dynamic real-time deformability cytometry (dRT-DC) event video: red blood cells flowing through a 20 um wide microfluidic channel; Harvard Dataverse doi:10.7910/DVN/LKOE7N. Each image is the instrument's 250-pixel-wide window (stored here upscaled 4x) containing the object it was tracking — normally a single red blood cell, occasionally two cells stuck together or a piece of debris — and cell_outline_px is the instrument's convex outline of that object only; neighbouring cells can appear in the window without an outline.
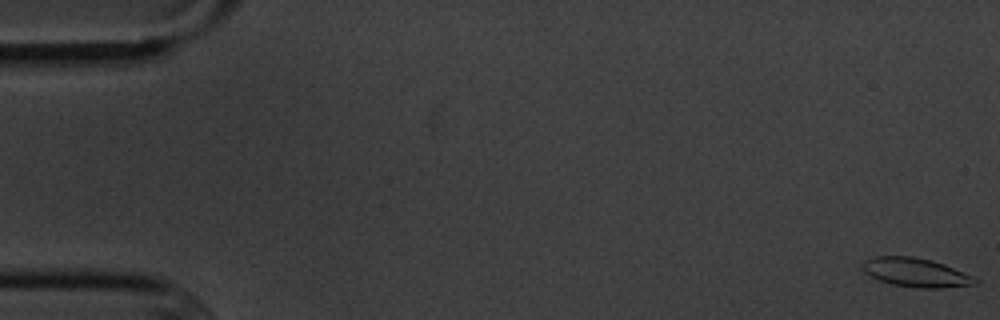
{"species": "common noctule bat (a hibernating species)", "species_latin": "Nyctalus noctula", "temperature_condition": "cold", "stored_images_in_passage": 8, "camera_frame_rate_fps": 3000, "um_per_image_px": 0.085, "animal": {"sex": "male", "body_mass_g": 20.1, "forearm_length_mm": 53.5}, "frame": {"image": 1, "passage_image": 1, "time_ms": 0.0, "image_size_px": [1000, 320], "cell_outline_px": [[980, 280], [976, 284], [940, 288], [920, 288], [892, 284], [880, 280], [864, 272], [860, 264], [864, 260], [876, 256], [912, 256], [932, 260], [944, 264], [972, 276]], "centroid_in_image_um": [77.83, 23.15], "position_along_channel_um": 7.2, "area_um2": 18.9}}
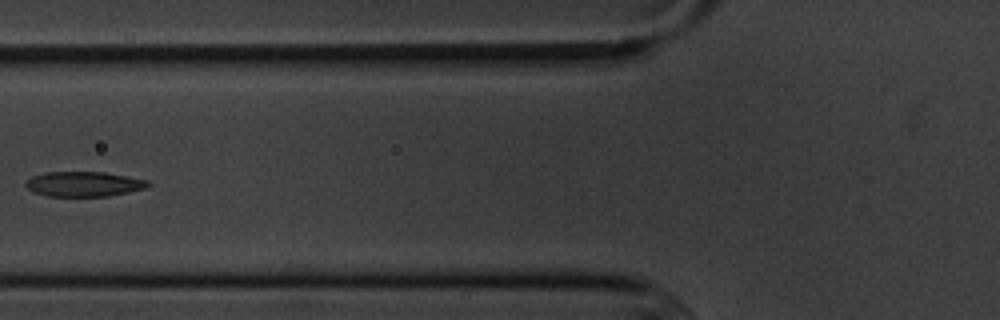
{"frame": {"image": 2, "passage_image": 7, "time_ms": 7.0, "image_size_px": [1000, 320], "cell_outline_px": [[152, 184], [144, 188], [128, 192], [108, 196], [48, 196], [32, 192], [24, 184], [32, 176], [44, 172], [104, 172], [148, 180]], "centroid_in_image_um": [7.11, 15.64], "position_along_channel_um": 118.7, "area_um2": 17.74}}
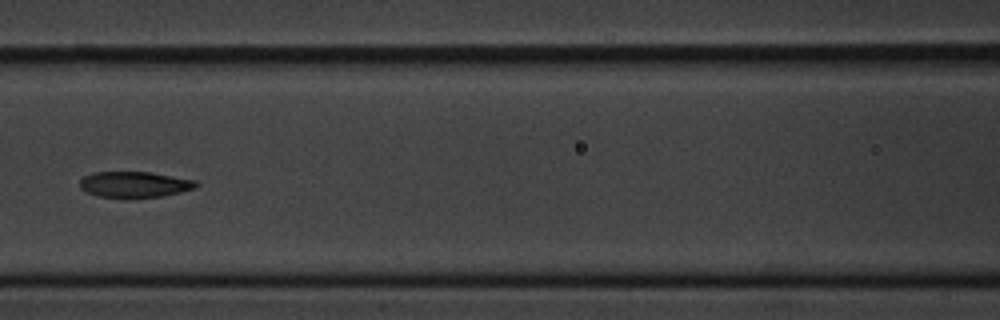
{"frame": {"image": 3, "passage_image": 8, "time_ms": 8.0, "image_size_px": [1000, 320], "cell_outline_px": [[200, 184], [196, 188], [180, 192], [160, 196], [128, 200], [96, 196], [84, 192], [80, 188], [80, 180], [84, 176], [92, 172], [152, 172], [196, 180]], "centroid_in_image_um": [11.41, 15.71], "position_along_channel_um": 155.2, "area_um2": 18.26}}